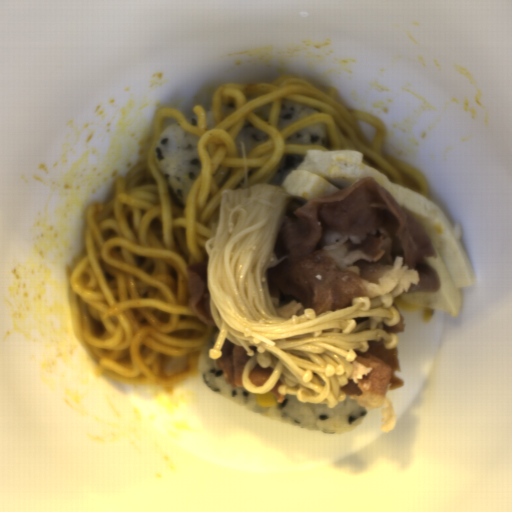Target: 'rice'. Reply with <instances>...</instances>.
I'll list each match as a JSON object with an SVG mask.
<instances>
[{
	"label": "rice",
	"mask_w": 512,
	"mask_h": 512,
	"mask_svg": "<svg viewBox=\"0 0 512 512\" xmlns=\"http://www.w3.org/2000/svg\"><path fill=\"white\" fill-rule=\"evenodd\" d=\"M268 139L269 136L266 131L257 128L246 120L234 142L237 148L242 150L241 142H243L246 151L254 146L263 144Z\"/></svg>",
	"instance_id": "b023fe2a"
},
{
	"label": "rice",
	"mask_w": 512,
	"mask_h": 512,
	"mask_svg": "<svg viewBox=\"0 0 512 512\" xmlns=\"http://www.w3.org/2000/svg\"><path fill=\"white\" fill-rule=\"evenodd\" d=\"M235 111V106L230 104H221V114L223 120L227 118L229 115H231Z\"/></svg>",
	"instance_id": "f2f60c81"
},
{
	"label": "rice",
	"mask_w": 512,
	"mask_h": 512,
	"mask_svg": "<svg viewBox=\"0 0 512 512\" xmlns=\"http://www.w3.org/2000/svg\"><path fill=\"white\" fill-rule=\"evenodd\" d=\"M313 113H319L318 109L286 100L282 101L277 121L278 128L282 130L290 127Z\"/></svg>",
	"instance_id": "acb35da6"
},
{
	"label": "rice",
	"mask_w": 512,
	"mask_h": 512,
	"mask_svg": "<svg viewBox=\"0 0 512 512\" xmlns=\"http://www.w3.org/2000/svg\"><path fill=\"white\" fill-rule=\"evenodd\" d=\"M185 119H186V122H188V123H190V124H192V125H194V126H195V125H197L198 120H199L198 116H197V115H194V114H188V115L185 117Z\"/></svg>",
	"instance_id": "e7b20468"
},
{
	"label": "rice",
	"mask_w": 512,
	"mask_h": 512,
	"mask_svg": "<svg viewBox=\"0 0 512 512\" xmlns=\"http://www.w3.org/2000/svg\"><path fill=\"white\" fill-rule=\"evenodd\" d=\"M304 159L305 157L303 155L291 153L285 154L282 157L273 178L268 184L280 187L281 183L286 179V177L298 166H300Z\"/></svg>",
	"instance_id": "e3fd555f"
},
{
	"label": "rice",
	"mask_w": 512,
	"mask_h": 512,
	"mask_svg": "<svg viewBox=\"0 0 512 512\" xmlns=\"http://www.w3.org/2000/svg\"><path fill=\"white\" fill-rule=\"evenodd\" d=\"M220 333L204 344L199 354V371L203 384L221 397L271 420L328 434L343 435L365 420L369 409L357 404L348 394L335 408H329L326 403H303L293 394L284 395L283 402H277L276 406H258L256 393L248 392L244 386L230 388L224 380L223 368H218L217 360L209 357Z\"/></svg>",
	"instance_id": "652b925c"
},
{
	"label": "rice",
	"mask_w": 512,
	"mask_h": 512,
	"mask_svg": "<svg viewBox=\"0 0 512 512\" xmlns=\"http://www.w3.org/2000/svg\"><path fill=\"white\" fill-rule=\"evenodd\" d=\"M198 139L177 121L162 131L154 145L155 162L172 202L180 208H184L202 169Z\"/></svg>",
	"instance_id": "023b6e5f"
},
{
	"label": "rice",
	"mask_w": 512,
	"mask_h": 512,
	"mask_svg": "<svg viewBox=\"0 0 512 512\" xmlns=\"http://www.w3.org/2000/svg\"><path fill=\"white\" fill-rule=\"evenodd\" d=\"M205 117H206V123H207V128L208 130L210 128L213 127L214 125V113H213V108L212 109H209L208 111H206L205 113Z\"/></svg>",
	"instance_id": "0b520998"
},
{
	"label": "rice",
	"mask_w": 512,
	"mask_h": 512,
	"mask_svg": "<svg viewBox=\"0 0 512 512\" xmlns=\"http://www.w3.org/2000/svg\"><path fill=\"white\" fill-rule=\"evenodd\" d=\"M254 114L259 118L268 122L269 120V112H270V103H266L259 108L253 110Z\"/></svg>",
	"instance_id": "a3056103"
},
{
	"label": "rice",
	"mask_w": 512,
	"mask_h": 512,
	"mask_svg": "<svg viewBox=\"0 0 512 512\" xmlns=\"http://www.w3.org/2000/svg\"><path fill=\"white\" fill-rule=\"evenodd\" d=\"M290 145L328 146L329 137L326 123L308 125L302 130L286 137Z\"/></svg>",
	"instance_id": "8eca5e8b"
}]
</instances>
